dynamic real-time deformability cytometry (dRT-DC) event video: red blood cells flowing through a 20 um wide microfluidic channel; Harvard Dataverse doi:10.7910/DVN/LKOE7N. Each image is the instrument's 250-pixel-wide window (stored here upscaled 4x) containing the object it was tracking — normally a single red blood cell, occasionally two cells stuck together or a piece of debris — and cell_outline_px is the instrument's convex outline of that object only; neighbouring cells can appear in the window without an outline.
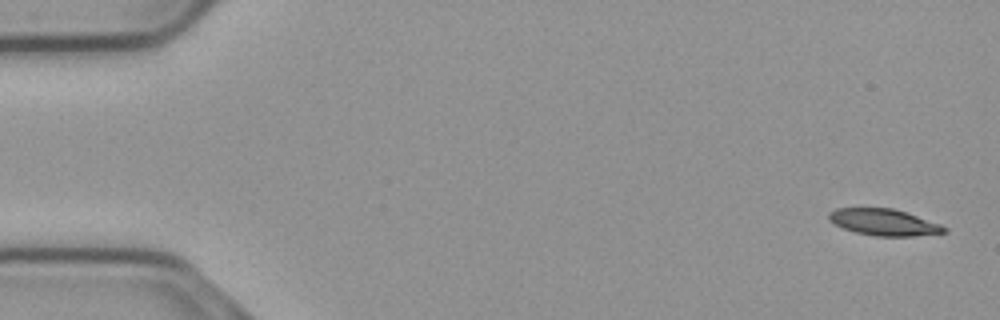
{"species": "common noctule bat (a hibernating species)", "species_latin": "Nyctalus noctula", "temperature_condition": "cold", "stored_images_in_passage": 54, "camera_frame_rate_fps": 3000, "um_per_image_px": 0.085, "animal": {"sex": "male", "body_mass_g": 23.1, "forearm_length_mm": 52.7}, "frame": {"image": 1, "passage_image": 1, "time_ms": 0.0, "image_size_px": [1000, 320], "cell_outline_px": [[948, 232], [912, 236], [876, 236], [856, 232], [844, 228], [828, 220], [828, 212], [836, 208], [892, 208], [940, 224], [948, 228]], "centroid_in_image_um": [75.11, 18.89], "position_along_channel_um": 9.9, "area_um2": 17.63}}
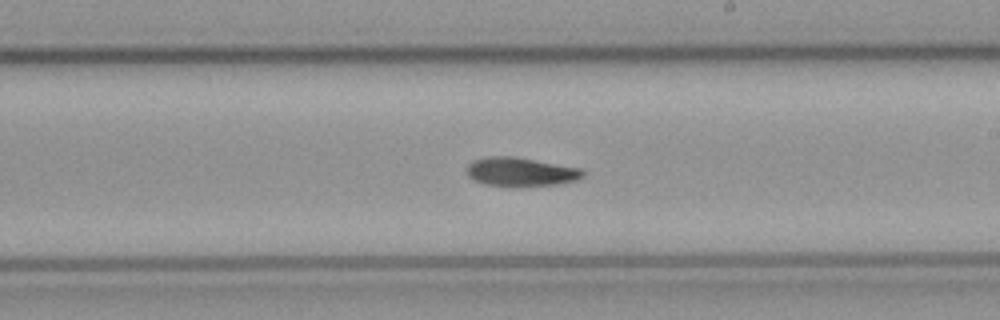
{"frame": {"image": 2, "passage_image": 31, "time_ms": 10.0, "image_size_px": [1000, 320], "cell_outline_px": [[584, 176], [576, 180], [556, 184], [520, 188], [484, 184], [472, 180], [468, 176], [468, 164], [472, 160], [488, 156], [512, 156], [580, 168], [584, 172]], "centroid_in_image_um": [44.22, 14.63], "position_along_channel_um": 244.8, "area_um2": 19.77}}
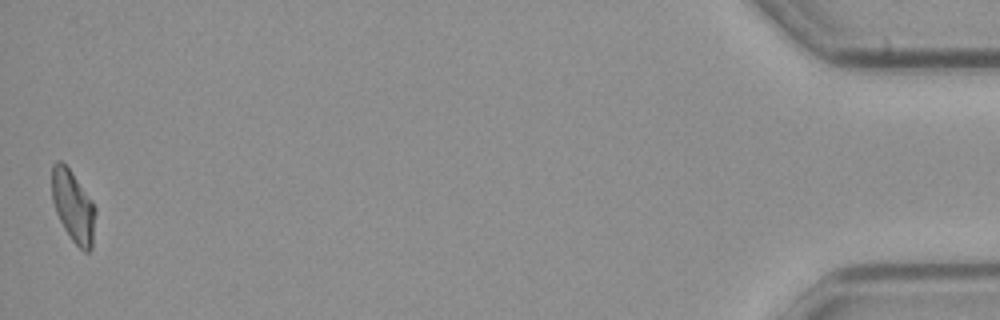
{"frame": {"image": 3, "passage_image": 54, "time_ms": 17.667, "image_size_px": [1000, 320], "cell_outline_px": [[96, 212], [92, 248], [88, 252], [84, 252], [72, 240], [64, 228], [56, 212], [52, 200], [52, 164], [56, 160], [60, 160], [68, 168], [92, 200], [96, 208]], "centroid_in_image_um": [6.23, 17.55], "position_along_channel_um": 429.0, "area_um2": 18.09}, "authors_computed_cell_mechanics": {"area_um2": 19.0162, "velocity_mm_per_s": 3.7157, "shape_relaxation_time_tau1_ms": 6.4194, "shape_relaxation_time_tau2_ms": null, "deformation_change_tau1": 0.1648, "deformation_change_tau2": null}}